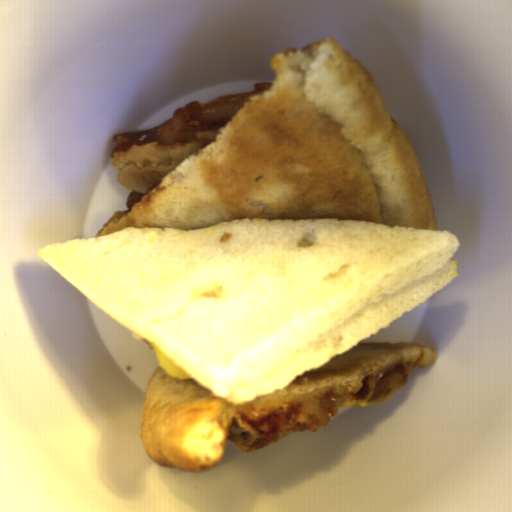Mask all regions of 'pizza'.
I'll use <instances>...</instances> for the list:
<instances>
[{"label": "pizza", "mask_w": 512, "mask_h": 512, "mask_svg": "<svg viewBox=\"0 0 512 512\" xmlns=\"http://www.w3.org/2000/svg\"><path fill=\"white\" fill-rule=\"evenodd\" d=\"M275 83L215 141L147 193L130 192L96 237L196 230L236 219H350L436 229L429 189L372 75L339 42L276 53ZM95 237V238H96Z\"/></svg>", "instance_id": "dd6c1bee"}, {"label": "pizza", "mask_w": 512, "mask_h": 512, "mask_svg": "<svg viewBox=\"0 0 512 512\" xmlns=\"http://www.w3.org/2000/svg\"><path fill=\"white\" fill-rule=\"evenodd\" d=\"M435 348L411 341H361L282 390L242 404L210 391L195 377L178 379L159 365L147 384L140 438L163 467L195 472L217 467L231 441L250 452L300 432L326 427L338 408L392 398L417 368L431 367Z\"/></svg>", "instance_id": "d2c48207"}]
</instances>
